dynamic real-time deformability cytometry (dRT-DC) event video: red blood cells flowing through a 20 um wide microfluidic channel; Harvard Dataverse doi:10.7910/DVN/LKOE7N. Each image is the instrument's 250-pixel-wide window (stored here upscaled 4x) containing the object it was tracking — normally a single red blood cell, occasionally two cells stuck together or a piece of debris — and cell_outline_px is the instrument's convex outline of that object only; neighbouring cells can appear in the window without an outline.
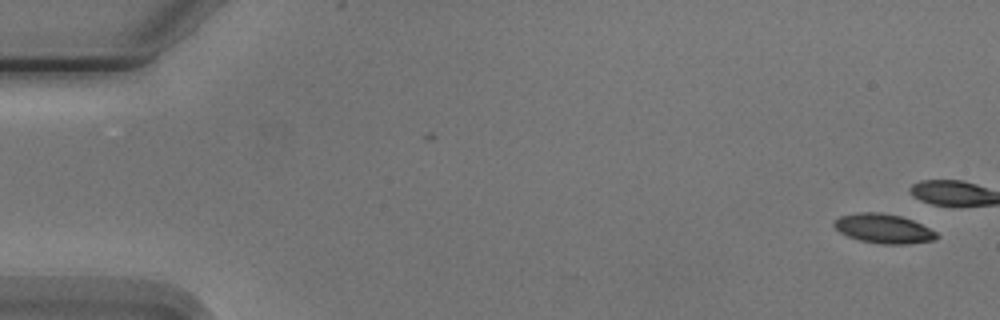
{"species": "Egyptian fruit bat (a non-hibernating species)", "species_latin": "Rousettus aegyptiacus", "temperature_condition": "cold", "stored_images_in_passage": 6, "camera_frame_rate_fps": 3000, "um_per_image_px": 0.085, "animal": {"sex": "male"}, "frame": {"image": 1, "passage_image": 1, "time_ms": 0.0, "image_size_px": [1000, 320], "cell_outline_px": [[940, 236], [936, 240], [908, 244], [880, 244], [860, 240], [848, 236], [840, 232], [832, 224], [840, 216], [860, 212], [880, 212], [900, 216], [912, 220], [936, 232]], "centroid_in_image_um": [75.12, 19.44], "position_along_channel_um": 9.9, "area_um2": 17.46}}
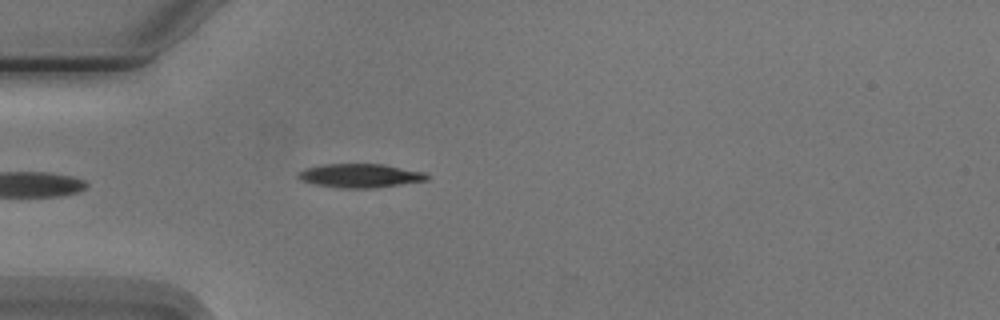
{"frame": {"image": 2, "passage_image": 6, "time_ms": 5.667, "image_size_px": [1000, 320], "cell_outline_px": [[432, 176], [428, 180], [376, 188], [336, 188], [316, 184], [300, 180], [296, 176], [300, 172], [308, 168], [324, 164], [384, 164], [428, 172]], "centroid_in_image_um": [30.71, 14.93], "position_along_channel_um": 54.3, "area_um2": 18.09}}